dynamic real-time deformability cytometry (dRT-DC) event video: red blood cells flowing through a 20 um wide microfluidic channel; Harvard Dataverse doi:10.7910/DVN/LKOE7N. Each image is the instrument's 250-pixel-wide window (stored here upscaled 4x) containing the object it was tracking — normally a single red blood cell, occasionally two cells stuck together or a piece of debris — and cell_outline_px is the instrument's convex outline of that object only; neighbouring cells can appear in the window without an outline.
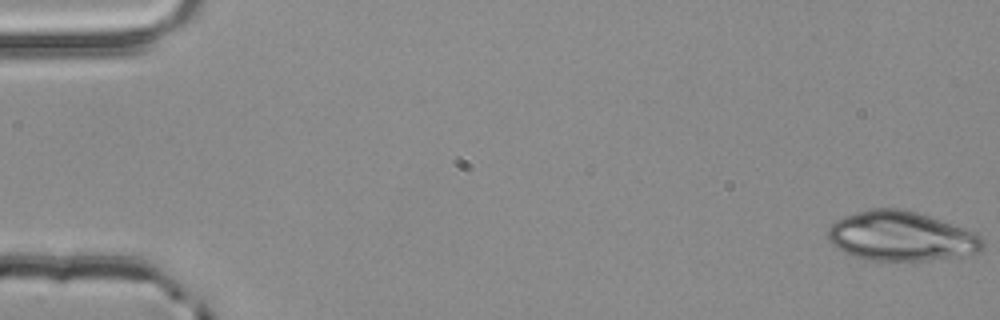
{"species": "common noctule bat (a hibernating species)", "species_latin": "Nyctalus noctula", "temperature_condition": "room temperature", "stored_images_in_passage": 1, "camera_frame_rate_fps": 3000, "um_per_image_px": 0.085, "animal": {"sex": "male", "body_mass_g": 20.4}, "frame": {"image": 1, "passage_image": 1, "time_ms": 0.0, "image_size_px": [1000, 320], "cell_outline_px": [[984, 248], [980, 252], [960, 256], [924, 260], [868, 260], [844, 252], [836, 248], [832, 244], [828, 236], [828, 228], [836, 220], [844, 216], [872, 208], [900, 208], [916, 212], [964, 228], [980, 236], [984, 240]], "centroid_in_image_um": [76.59, 20.08], "position_along_channel_um": 8.4, "area_um2": 44.33}}